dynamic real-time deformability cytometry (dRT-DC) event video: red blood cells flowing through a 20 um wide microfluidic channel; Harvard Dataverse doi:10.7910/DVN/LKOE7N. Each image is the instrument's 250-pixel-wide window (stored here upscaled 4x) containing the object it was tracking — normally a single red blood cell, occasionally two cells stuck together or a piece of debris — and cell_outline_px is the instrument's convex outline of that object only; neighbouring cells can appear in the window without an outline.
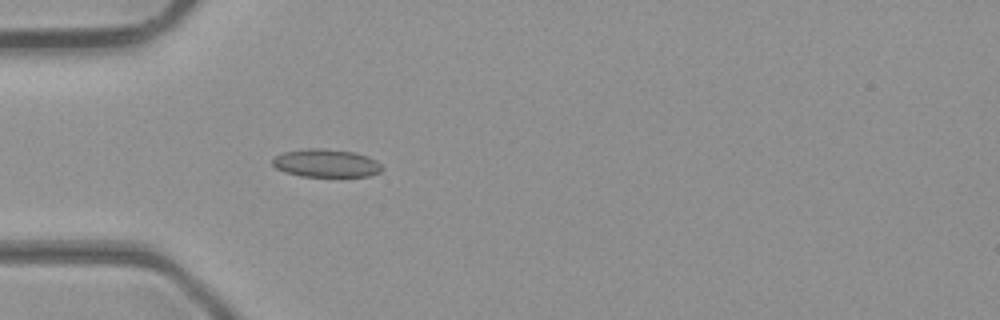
{"species": "common noctule bat (a hibernating species)", "species_latin": "Nyctalus noctula", "temperature_condition": "room temperature", "stored_images_in_passage": 47, "camera_frame_rate_fps": 3000, "um_per_image_px": 0.085, "animal": {"sex": "male", "body_mass_g": 23.1, "forearm_length_mm": 52.7}, "frame": {"image": 1, "passage_image": 14, "time_ms": 4.333, "image_size_px": [1000, 320], "cell_outline_px": [[384, 168], [380, 172], [368, 176], [300, 176], [284, 172], [276, 168], [272, 164], [272, 160], [276, 156], [284, 152], [308, 148], [324, 148], [356, 152], [368, 156], [376, 160]], "centroid_in_image_um": [27.73, 13.86], "position_along_channel_um": 57.3, "area_um2": 17.98}}
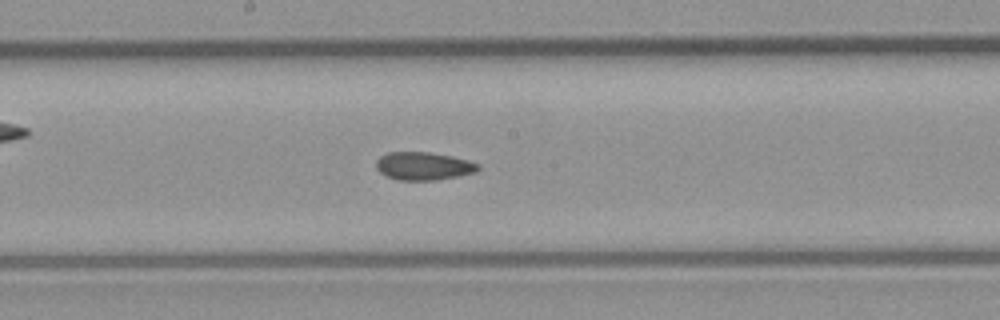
{"frame": {"image": 2, "passage_image": 25, "time_ms": 8.0, "image_size_px": [1000, 320], "cell_outline_px": [[480, 168], [476, 172], [460, 176], [436, 180], [396, 180], [380, 172], [376, 168], [376, 160], [380, 156], [388, 152], [428, 152], [452, 156], [468, 160], [480, 164]], "centroid_in_image_um": [36.02, 14.11], "position_along_channel_um": 212.2, "area_um2": 16.76}}
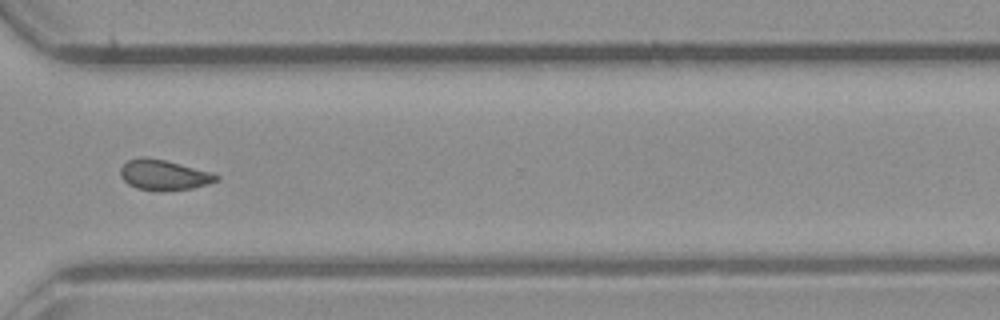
{"frame": {"image": 3, "passage_image": 35, "time_ms": 11.333, "image_size_px": [1000, 320], "cell_outline_px": [[220, 180], [208, 184], [192, 188], [160, 192], [136, 188], [128, 184], [120, 176], [120, 168], [128, 160], [140, 156], [144, 156], [164, 160], [208, 172], [220, 176]], "centroid_in_image_um": [13.88, 14.89], "position_along_channel_um": 356.7, "area_um2": 16.94}, "authors_computed_cell_mechanics": {"area_um2": 17.051, "velocity_mm_per_s": 4.3432, "shape_relaxation_time_tau1_ms": null, "shape_relaxation_time_tau2_ms": 2.6863, "deformation_change_tau1": null, "deformation_change_tau2": 0.0794}}